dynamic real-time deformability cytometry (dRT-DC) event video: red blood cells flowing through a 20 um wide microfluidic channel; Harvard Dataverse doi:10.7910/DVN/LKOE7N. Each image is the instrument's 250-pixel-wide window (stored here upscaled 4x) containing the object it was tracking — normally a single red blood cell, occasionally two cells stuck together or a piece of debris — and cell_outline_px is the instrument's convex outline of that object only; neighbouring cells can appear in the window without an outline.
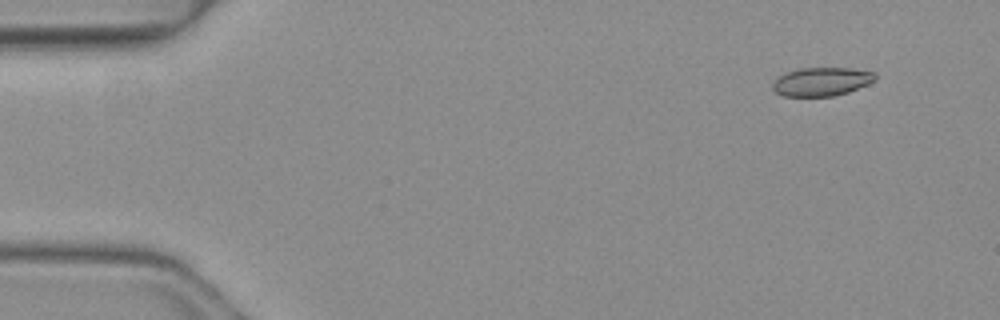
{"species": "common noctule bat (a hibernating species)", "species_latin": "Nyctalus noctula", "temperature_condition": "warm", "stored_images_in_passage": 47, "camera_frame_rate_fps": 3000, "um_per_image_px": 0.085, "animal": {"sex": "female", "body_mass_g": 19.3, "forearm_length_mm": 54.1}, "frame": {"image": 1, "passage_image": 1, "time_ms": 0.0, "image_size_px": [1000, 320], "cell_outline_px": [[876, 80], [868, 84], [848, 92], [832, 96], [784, 96], [776, 92], [772, 88], [772, 84], [780, 76], [788, 72], [800, 68], [848, 68], [872, 72], [876, 76]], "centroid_in_image_um": [69.84, 6.94], "position_along_channel_um": 15.2, "area_um2": 16.82}}
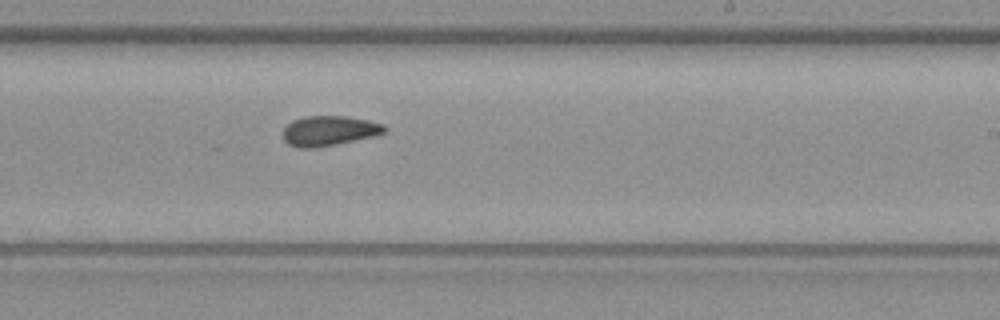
{"frame": {"image": 2, "passage_image": 27, "time_ms": 8.667, "image_size_px": [1000, 320], "cell_outline_px": [[388, 128], [384, 132], [372, 136], [336, 144], [316, 148], [300, 148], [288, 144], [284, 140], [284, 128], [292, 120], [304, 116], [348, 116], [368, 120], [384, 124]], "centroid_in_image_um": [27.97, 11.11], "position_along_channel_um": 261.0, "area_um2": 17.69}}
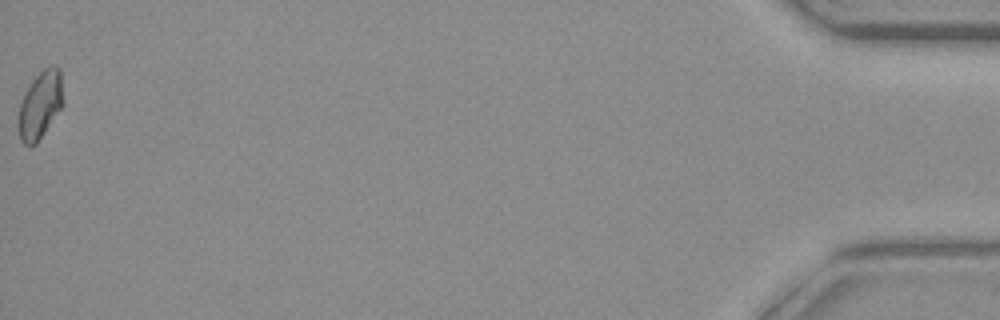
{"frame": {"image": 3, "passage_image": 47, "time_ms": 15.333, "image_size_px": [1000, 320], "cell_outline_px": [[64, 104], [36, 144], [24, 144], [20, 140], [16, 124], [16, 120], [20, 104], [24, 92], [32, 80], [44, 68], [52, 64], [56, 64], [60, 68], [64, 100]], "centroid_in_image_um": [3.41, 8.9], "position_along_channel_um": 431.8, "area_um2": 18.03}, "authors_computed_cell_mechanics": {"area_um2": 17.5712, "velocity_mm_per_s": 4.1334, "shape_relaxation_time_tau1_ms": null, "shape_relaxation_time_tau2_ms": 2.5274, "deformation_change_tau1": null, "deformation_change_tau2": 0.0576}}